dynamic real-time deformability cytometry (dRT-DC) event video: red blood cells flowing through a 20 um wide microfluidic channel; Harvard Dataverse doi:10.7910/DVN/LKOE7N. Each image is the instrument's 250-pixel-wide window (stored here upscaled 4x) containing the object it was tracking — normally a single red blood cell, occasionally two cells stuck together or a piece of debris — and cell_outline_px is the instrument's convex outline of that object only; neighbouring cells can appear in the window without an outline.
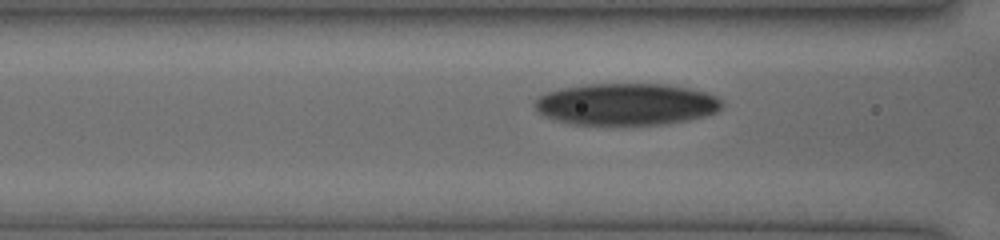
{"species": "human", "species_latin": "Homo sapiens", "temperature_condition": "cold", "stored_images_in_passage": 34, "camera_frame_rate_fps": 3000, "um_per_image_px": 0.085, "donor": {"sex": "female"}, "frame": {"image": 1, "passage_image": 11, "time_ms": 3.333, "image_size_px": [1000, 240], "cell_outline_px": [[724, 104], [716, 112], [704, 116], [688, 120], [668, 124], [576, 124], [556, 120], [540, 112], [532, 104], [540, 96], [548, 92], [560, 88], [584, 84], [668, 84], [708, 92], [724, 100]], "centroid_in_image_um": [53.29, 8.84], "position_along_channel_um": 113.3, "area_um2": 45.66}}
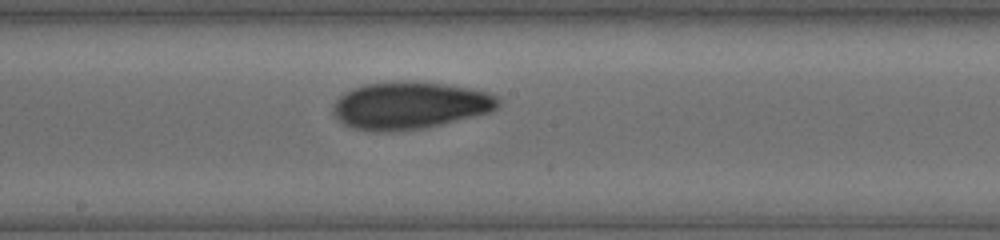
{"frame": {"image": 2, "passage_image": 18, "time_ms": 5.667, "image_size_px": [1000, 240], "cell_outline_px": [[500, 104], [492, 112], [424, 128], [384, 132], [380, 132], [356, 128], [344, 124], [332, 112], [336, 100], [344, 92], [352, 88], [364, 84], [444, 84], [472, 88], [488, 92], [496, 96], [500, 100]], "centroid_in_image_um": [34.87, 9.0], "position_along_channel_um": 213.3, "area_um2": 44.39}}
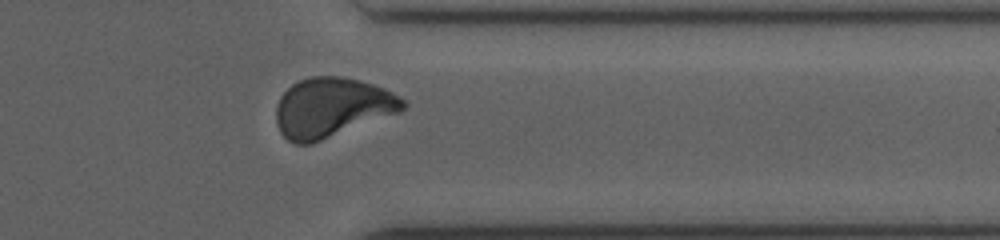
{"frame": {"image": 3, "passage_image": 30, "time_ms": 9.667, "image_size_px": [1000, 240], "cell_outline_px": [[408, 104], [400, 112], [312, 144], [292, 144], [280, 132], [276, 120], [276, 104], [280, 96], [292, 84], [308, 76], [340, 76], [360, 80], [384, 88], [400, 96]], "centroid_in_image_um": [28.2, 9.14], "position_along_channel_um": 383.2, "area_um2": 44.27}}